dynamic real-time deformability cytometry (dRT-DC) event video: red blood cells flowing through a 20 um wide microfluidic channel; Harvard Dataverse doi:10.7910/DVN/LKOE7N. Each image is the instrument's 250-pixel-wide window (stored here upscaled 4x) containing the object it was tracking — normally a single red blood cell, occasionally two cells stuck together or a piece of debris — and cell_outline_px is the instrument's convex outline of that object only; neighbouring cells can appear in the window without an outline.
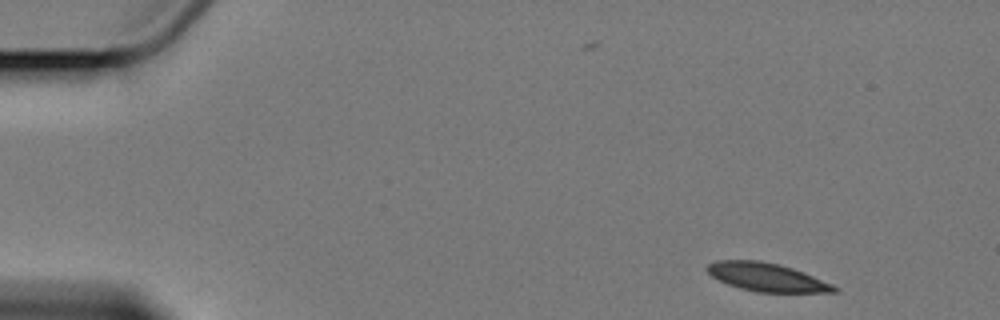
{"species": "Egyptian fruit bat (a non-hibernating species)", "species_latin": "Rousettus aegyptiacus", "temperature_condition": "cold", "stored_images_in_passage": 5, "camera_frame_rate_fps": 3000, "um_per_image_px": 0.085, "animal": {"sex": "female"}, "frame": {"image": 1, "passage_image": 1, "time_ms": 0.0, "image_size_px": [1000, 320], "cell_outline_px": [[840, 292], [756, 292], [740, 288], [728, 284], [712, 276], [704, 268], [708, 264], [716, 260], [760, 260], [780, 264], [792, 268], [832, 284], [840, 288]], "centroid_in_image_um": [65.16, 23.55], "position_along_channel_um": 19.8, "area_um2": 20.92}}
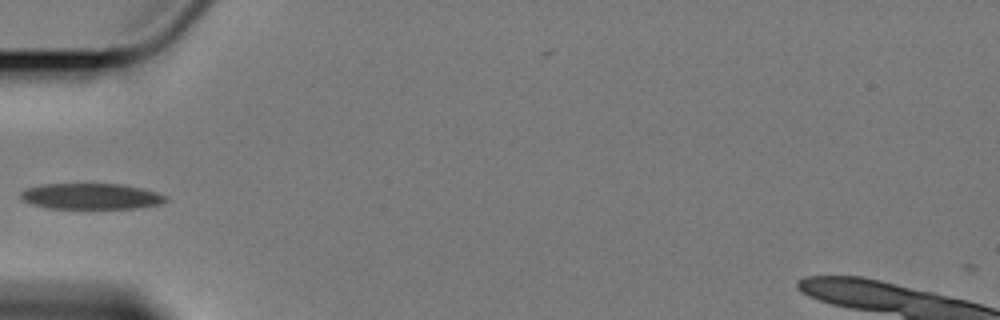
{"frame": {"image": 2, "passage_image": 5, "time_ms": 4.667, "image_size_px": [1000, 320], "cell_outline_px": [[168, 200], [160, 204], [136, 208], [48, 208], [32, 204], [20, 200], [20, 192], [24, 188], [44, 184], [120, 184], [140, 188], [156, 192], [168, 196]], "centroid_in_image_um": [7.7, 16.68], "position_along_channel_um": 77.3, "area_um2": 21.91}}